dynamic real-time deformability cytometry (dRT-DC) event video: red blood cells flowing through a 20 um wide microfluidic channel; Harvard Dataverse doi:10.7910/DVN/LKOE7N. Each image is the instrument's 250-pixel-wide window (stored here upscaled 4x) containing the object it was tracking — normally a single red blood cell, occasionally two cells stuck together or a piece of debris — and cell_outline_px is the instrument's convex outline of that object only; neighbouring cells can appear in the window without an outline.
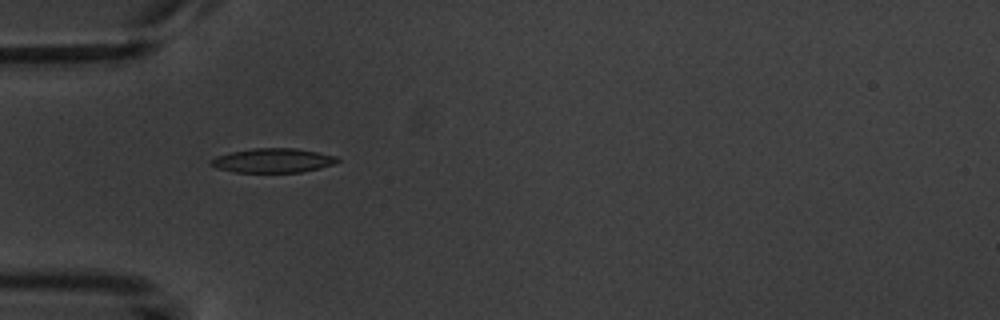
{"species": "common noctule bat (a hibernating species)", "species_latin": "Nyctalus noctula", "temperature_condition": "warm", "stored_images_in_passage": 14, "camera_frame_rate_fps": 3000, "um_per_image_px": 0.085, "animal": {"sex": "male", "body_mass_g": 20.1, "forearm_length_mm": 53.5}, "frame": {"image": 1, "passage_image": 5, "time_ms": 5.333, "image_size_px": [1000, 320], "cell_outline_px": [[340, 160], [332, 164], [320, 168], [300, 172], [236, 172], [216, 168], [208, 164], [208, 160], [216, 156], [232, 152], [252, 148], [296, 148], [336, 156]], "centroid_in_image_um": [23.14, 13.64], "position_along_channel_um": 61.9, "area_um2": 17.86}}
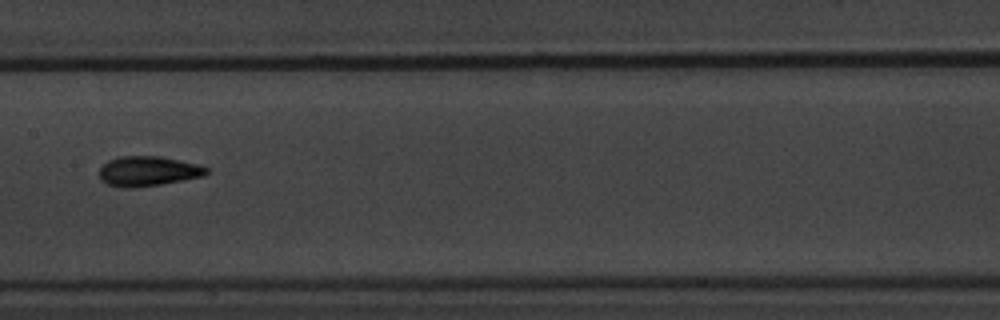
{"frame": {"image": 2, "passage_image": 8, "time_ms": 9.0, "image_size_px": [1000, 320], "cell_outline_px": [[208, 172], [204, 176], [160, 184], [132, 188], [124, 188], [108, 184], [100, 180], [100, 168], [108, 160], [120, 156], [160, 156], [200, 164], [208, 168]], "centroid_in_image_um": [12.59, 14.54], "position_along_channel_um": 194.8, "area_um2": 18.67}}
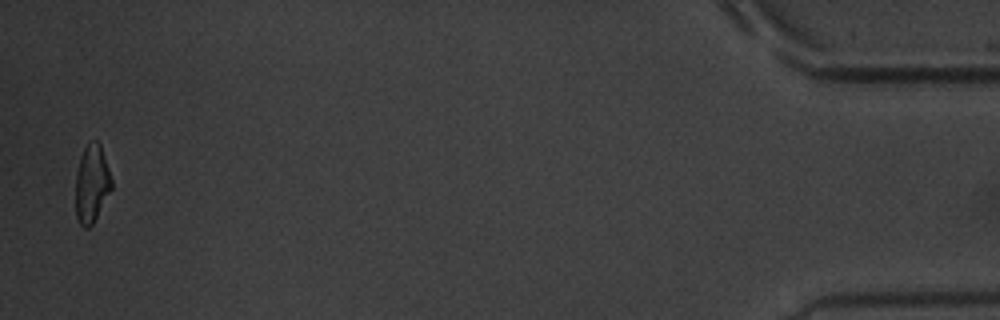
{"frame": {"image": 3, "passage_image": 14, "time_ms": 17.667, "image_size_px": [1000, 320], "cell_outline_px": [[112, 188], [92, 224], [88, 228], [84, 228], [80, 224], [76, 216], [76, 172], [80, 156], [88, 140], [96, 140], [100, 144], [112, 180]], "centroid_in_image_um": [7.78, 15.58], "position_along_channel_um": 427.4, "area_um2": 16.24}, "authors_computed_cell_mechanics": {"area_um2": 17.1088, "velocity_mm_per_s": 3.6715, "shape_relaxation_time_tau1_ms": null, "shape_relaxation_time_tau2_ms": 2.3121, "deformation_change_tau1": null, "deformation_change_tau2": 0.0783}}